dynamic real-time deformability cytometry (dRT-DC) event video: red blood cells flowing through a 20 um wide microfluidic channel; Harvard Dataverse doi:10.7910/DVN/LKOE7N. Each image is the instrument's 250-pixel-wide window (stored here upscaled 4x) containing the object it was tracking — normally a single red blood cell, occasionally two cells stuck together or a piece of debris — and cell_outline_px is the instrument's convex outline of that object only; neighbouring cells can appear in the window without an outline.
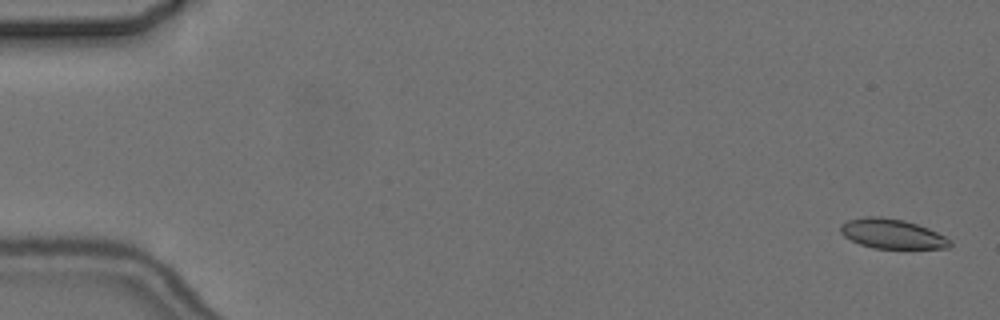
{"species": "common noctule bat (a hibernating species)", "species_latin": "Nyctalus noctula", "temperature_condition": "cold", "stored_images_in_passage": 6, "camera_frame_rate_fps": 3000, "um_per_image_px": 0.085, "animal": {"sex": "female", "body_mass_g": 24.6, "forearm_length_mm": 56.2}, "frame": {"image": 1, "passage_image": 1, "time_ms": 0.0, "image_size_px": [1000, 320], "cell_outline_px": [[952, 244], [948, 248], [872, 248], [860, 244], [844, 236], [840, 232], [840, 224], [848, 220], [864, 216], [880, 216], [904, 220], [928, 228], [952, 240]], "centroid_in_image_um": [75.81, 19.86], "position_along_channel_um": 9.2, "area_um2": 18.9}}
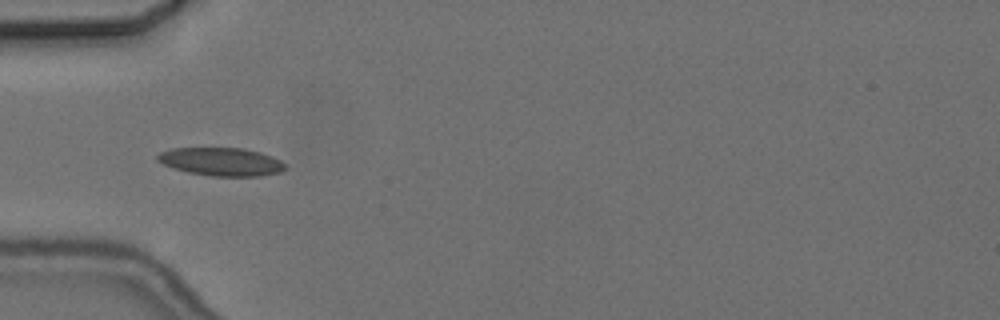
{"frame": {"image": 2, "passage_image": 5, "time_ms": 5.667, "image_size_px": [1000, 320], "cell_outline_px": [[288, 168], [280, 172], [260, 176], [212, 176], [188, 172], [172, 168], [156, 160], [156, 156], [160, 152], [172, 148], [244, 148], [260, 152], [272, 156], [280, 160]], "centroid_in_image_um": [18.81, 13.74], "position_along_channel_um": 66.2, "area_um2": 21.04}}
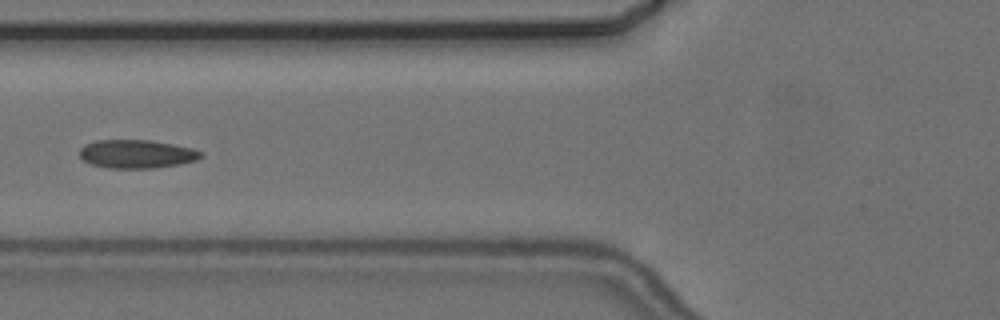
{"frame": {"image": 3, "passage_image": 6, "time_ms": 7.0, "image_size_px": [1000, 320], "cell_outline_px": [[204, 156], [196, 160], [180, 164], [152, 168], [108, 168], [92, 164], [84, 160], [80, 156], [80, 148], [84, 144], [96, 140], [152, 140], [192, 148], [204, 152]], "centroid_in_image_um": [11.64, 13.08], "position_along_channel_um": 114.2, "area_um2": 20.17}}